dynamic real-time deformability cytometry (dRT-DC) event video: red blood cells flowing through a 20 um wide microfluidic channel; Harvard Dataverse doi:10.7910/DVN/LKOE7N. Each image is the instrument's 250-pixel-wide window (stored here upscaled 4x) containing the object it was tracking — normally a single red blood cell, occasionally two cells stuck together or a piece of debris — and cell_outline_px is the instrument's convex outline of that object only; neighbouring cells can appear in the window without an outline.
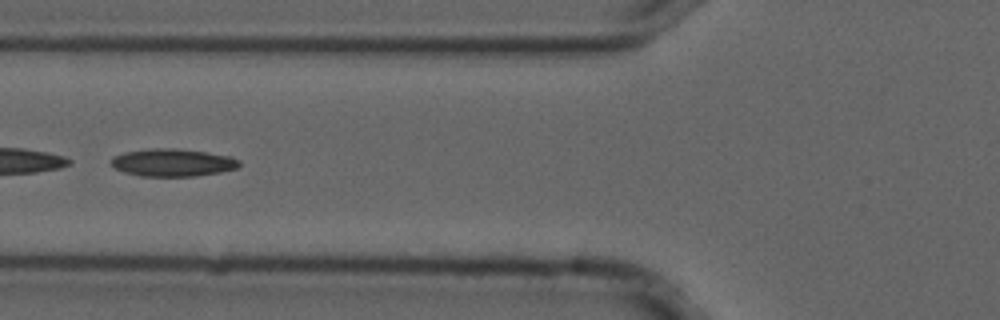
{"species": "common noctule bat (a hibernating species)", "species_latin": "Nyctalus noctula", "temperature_condition": "cold", "stored_images_in_passage": 48, "camera_frame_rate_fps": 3000, "um_per_image_px": 0.085, "animal": {"sex": "male", "forearm_length_mm": 52.5}, "frame": {"image": 1, "passage_image": 20, "time_ms": 6.333, "image_size_px": [1000, 320], "cell_outline_px": [[240, 164], [236, 168], [220, 172], [196, 176], [140, 176], [124, 172], [108, 164], [108, 160], [112, 156], [124, 152], [148, 148], [176, 148], [232, 156], [240, 160]], "centroid_in_image_um": [14.62, 13.81], "position_along_channel_um": 111.2, "area_um2": 20.87}}
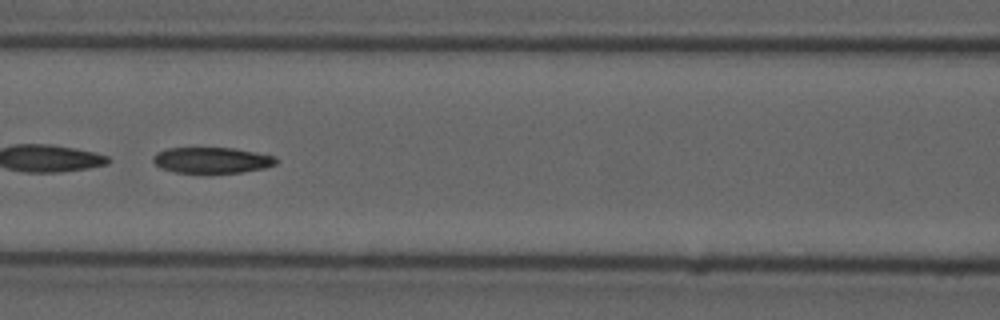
{"frame": {"image": 2, "passage_image": 23, "time_ms": 7.333, "image_size_px": [1000, 320], "cell_outline_px": [[280, 160], [276, 164], [264, 168], [240, 172], [176, 172], [160, 168], [152, 160], [152, 156], [156, 152], [168, 148], [236, 148], [256, 152], [272, 156]], "centroid_in_image_um": [18.0, 13.6], "position_along_channel_um": 148.6, "area_um2": 18.44}}
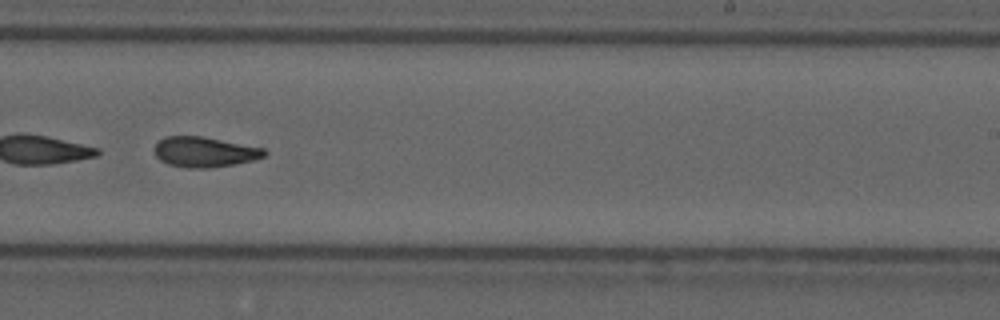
{"frame": {"image": 3, "passage_image": 33, "time_ms": 10.667, "image_size_px": [1000, 320], "cell_outline_px": [[268, 156], [252, 160], [232, 164], [208, 168], [188, 168], [168, 164], [160, 160], [156, 156], [152, 148], [164, 136], [204, 136], [264, 148], [268, 152]], "centroid_in_image_um": [17.38, 12.91], "position_along_channel_um": 271.6, "area_um2": 19.54}, "authors_computed_cell_mechanics": {"area_um2": 20.1433, "velocity_mm_per_s": 3.7021, "shape_relaxation_time_tau1_ms": null, "shape_relaxation_time_tau2_ms": 5.7358, "deformation_change_tau1": null, "deformation_change_tau2": 0.1423}}